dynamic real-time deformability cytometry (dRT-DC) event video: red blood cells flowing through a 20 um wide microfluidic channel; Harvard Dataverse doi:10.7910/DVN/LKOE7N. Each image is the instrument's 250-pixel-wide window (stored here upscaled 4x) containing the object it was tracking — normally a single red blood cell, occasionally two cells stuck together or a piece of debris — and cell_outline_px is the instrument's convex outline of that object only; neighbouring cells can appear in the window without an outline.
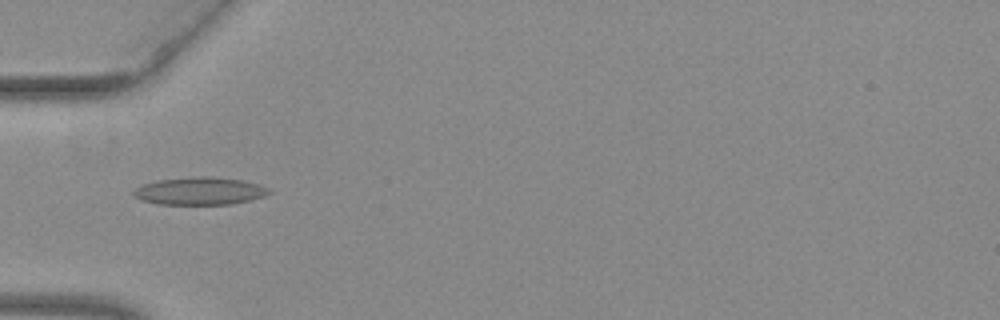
{"species": "common noctule bat (a hibernating species)", "species_latin": "Nyctalus noctula", "temperature_condition": "warm", "stored_images_in_passage": 33, "camera_frame_rate_fps": 3000, "um_per_image_px": 0.085, "animal": {"sex": "female", "body_mass_g": 29.2, "forearm_length_mm": 56.3}, "frame": {"image": 1, "passage_image": 5, "time_ms": 1.333, "image_size_px": [1000, 320], "cell_outline_px": [[272, 192], [264, 196], [252, 200], [232, 204], [156, 204], [140, 200], [132, 196], [132, 192], [140, 184], [156, 180], [188, 176], [212, 176], [244, 180], [260, 184], [268, 188]], "centroid_in_image_um": [16.95, 16.22], "position_along_channel_um": 68.0, "area_um2": 22.37}}
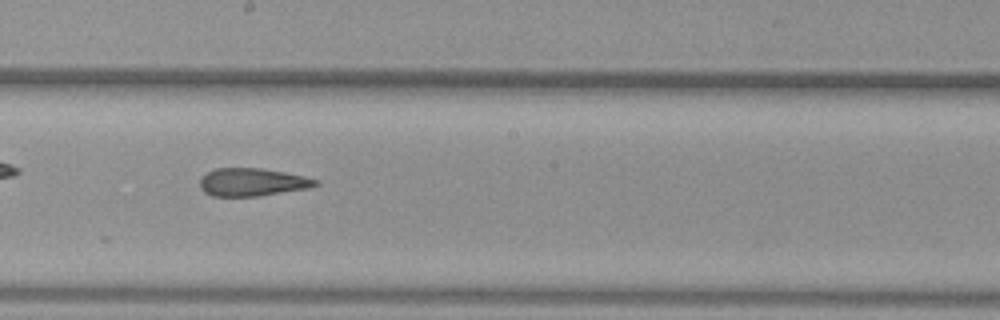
{"frame": {"image": 2, "passage_image": 17, "time_ms": 5.333, "image_size_px": [1000, 320], "cell_outline_px": [[320, 184], [308, 188], [260, 196], [212, 196], [204, 192], [200, 188], [200, 176], [216, 168], [260, 168], [284, 172], [304, 176], [320, 180]], "centroid_in_image_um": [21.44, 15.48], "position_along_channel_um": 226.8, "area_um2": 18.9}}
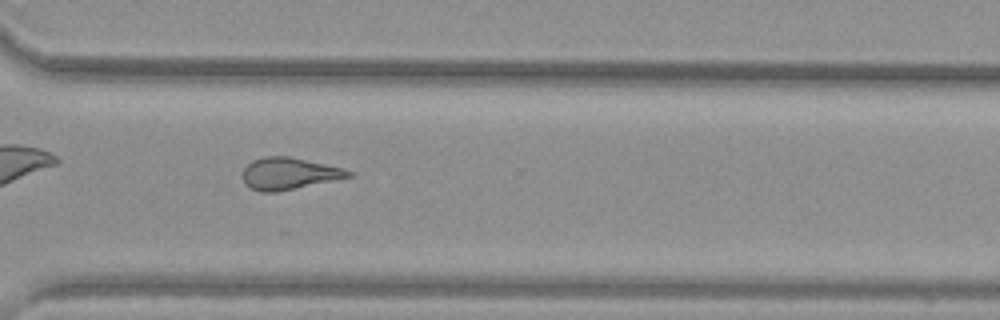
{"frame": {"image": 3, "passage_image": 26, "time_ms": 8.333, "image_size_px": [1000, 320], "cell_outline_px": [[356, 176], [276, 192], [260, 192], [248, 188], [244, 184], [244, 168], [252, 160], [264, 156], [288, 156], [344, 168], [356, 172]], "centroid_in_image_um": [24.61, 14.76], "position_along_channel_um": 346.0, "area_um2": 19.88}, "authors_computed_cell_mechanics": {"area_um2": 19.8254, "velocity_mm_per_s": 3.9788, "shape_relaxation_time_tau1_ms": null, "shape_relaxation_time_tau2_ms": 2.5916, "deformation_change_tau1": null, "deformation_change_tau2": 0.138}}